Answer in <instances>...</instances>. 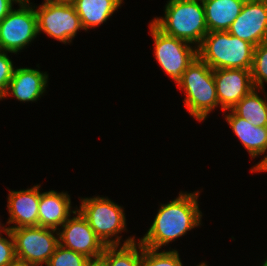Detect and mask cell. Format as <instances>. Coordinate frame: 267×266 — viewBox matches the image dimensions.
<instances>
[{"mask_svg":"<svg viewBox=\"0 0 267 266\" xmlns=\"http://www.w3.org/2000/svg\"><path fill=\"white\" fill-rule=\"evenodd\" d=\"M213 75L219 106L223 112L232 109L255 88L251 70L248 69H214Z\"/></svg>","mask_w":267,"mask_h":266,"instance_id":"12","label":"cell"},{"mask_svg":"<svg viewBox=\"0 0 267 266\" xmlns=\"http://www.w3.org/2000/svg\"><path fill=\"white\" fill-rule=\"evenodd\" d=\"M74 214L75 216L72 218L70 216L60 229L57 230L59 244L84 255L90 260L99 259L106 245L95 234L78 210Z\"/></svg>","mask_w":267,"mask_h":266,"instance_id":"10","label":"cell"},{"mask_svg":"<svg viewBox=\"0 0 267 266\" xmlns=\"http://www.w3.org/2000/svg\"><path fill=\"white\" fill-rule=\"evenodd\" d=\"M197 266H207V264L204 262V263H201V264H199Z\"/></svg>","mask_w":267,"mask_h":266,"instance_id":"33","label":"cell"},{"mask_svg":"<svg viewBox=\"0 0 267 266\" xmlns=\"http://www.w3.org/2000/svg\"><path fill=\"white\" fill-rule=\"evenodd\" d=\"M227 31L255 47L267 41V0H246Z\"/></svg>","mask_w":267,"mask_h":266,"instance_id":"11","label":"cell"},{"mask_svg":"<svg viewBox=\"0 0 267 266\" xmlns=\"http://www.w3.org/2000/svg\"><path fill=\"white\" fill-rule=\"evenodd\" d=\"M7 230V227H4V225L0 222V233L5 232Z\"/></svg>","mask_w":267,"mask_h":266,"instance_id":"30","label":"cell"},{"mask_svg":"<svg viewBox=\"0 0 267 266\" xmlns=\"http://www.w3.org/2000/svg\"><path fill=\"white\" fill-rule=\"evenodd\" d=\"M86 266H103L102 262L97 259V260H90Z\"/></svg>","mask_w":267,"mask_h":266,"instance_id":"28","label":"cell"},{"mask_svg":"<svg viewBox=\"0 0 267 266\" xmlns=\"http://www.w3.org/2000/svg\"><path fill=\"white\" fill-rule=\"evenodd\" d=\"M40 186L20 191H10L8 194L7 208L9 218L7 224H14L7 229L20 227L39 226L38 206L40 201Z\"/></svg>","mask_w":267,"mask_h":266,"instance_id":"13","label":"cell"},{"mask_svg":"<svg viewBox=\"0 0 267 266\" xmlns=\"http://www.w3.org/2000/svg\"><path fill=\"white\" fill-rule=\"evenodd\" d=\"M150 32L154 39V56L165 71L176 83L182 79L183 73L196 59L197 47L187 41L169 36L150 22Z\"/></svg>","mask_w":267,"mask_h":266,"instance_id":"9","label":"cell"},{"mask_svg":"<svg viewBox=\"0 0 267 266\" xmlns=\"http://www.w3.org/2000/svg\"><path fill=\"white\" fill-rule=\"evenodd\" d=\"M89 258L58 244L47 266H86Z\"/></svg>","mask_w":267,"mask_h":266,"instance_id":"23","label":"cell"},{"mask_svg":"<svg viewBox=\"0 0 267 266\" xmlns=\"http://www.w3.org/2000/svg\"><path fill=\"white\" fill-rule=\"evenodd\" d=\"M48 74L32 68H16L2 99L14 96L21 102H34L46 91Z\"/></svg>","mask_w":267,"mask_h":266,"instance_id":"14","label":"cell"},{"mask_svg":"<svg viewBox=\"0 0 267 266\" xmlns=\"http://www.w3.org/2000/svg\"><path fill=\"white\" fill-rule=\"evenodd\" d=\"M164 17L151 21L163 33L198 47L208 33L202 0H168Z\"/></svg>","mask_w":267,"mask_h":266,"instance_id":"2","label":"cell"},{"mask_svg":"<svg viewBox=\"0 0 267 266\" xmlns=\"http://www.w3.org/2000/svg\"><path fill=\"white\" fill-rule=\"evenodd\" d=\"M251 75L254 87L264 89V81L267 83V41L255 47Z\"/></svg>","mask_w":267,"mask_h":266,"instance_id":"22","label":"cell"},{"mask_svg":"<svg viewBox=\"0 0 267 266\" xmlns=\"http://www.w3.org/2000/svg\"><path fill=\"white\" fill-rule=\"evenodd\" d=\"M230 113H229V112ZM225 119L252 158L267 152V127H255L249 120L227 110Z\"/></svg>","mask_w":267,"mask_h":266,"instance_id":"16","label":"cell"},{"mask_svg":"<svg viewBox=\"0 0 267 266\" xmlns=\"http://www.w3.org/2000/svg\"><path fill=\"white\" fill-rule=\"evenodd\" d=\"M10 231L14 238L17 261L31 266L47 265L59 244L58 231L54 229L30 226Z\"/></svg>","mask_w":267,"mask_h":266,"instance_id":"6","label":"cell"},{"mask_svg":"<svg viewBox=\"0 0 267 266\" xmlns=\"http://www.w3.org/2000/svg\"><path fill=\"white\" fill-rule=\"evenodd\" d=\"M8 52L0 51V96L6 93L9 82L13 77L15 68L13 67V62L7 56Z\"/></svg>","mask_w":267,"mask_h":266,"instance_id":"25","label":"cell"},{"mask_svg":"<svg viewBox=\"0 0 267 266\" xmlns=\"http://www.w3.org/2000/svg\"><path fill=\"white\" fill-rule=\"evenodd\" d=\"M57 1L72 3L74 0H57Z\"/></svg>","mask_w":267,"mask_h":266,"instance_id":"31","label":"cell"},{"mask_svg":"<svg viewBox=\"0 0 267 266\" xmlns=\"http://www.w3.org/2000/svg\"><path fill=\"white\" fill-rule=\"evenodd\" d=\"M19 3L20 0H0V21H2L13 9V3Z\"/></svg>","mask_w":267,"mask_h":266,"instance_id":"26","label":"cell"},{"mask_svg":"<svg viewBox=\"0 0 267 266\" xmlns=\"http://www.w3.org/2000/svg\"><path fill=\"white\" fill-rule=\"evenodd\" d=\"M262 171H267V155L258 164H256L255 167L253 166V168L251 169L252 173Z\"/></svg>","mask_w":267,"mask_h":266,"instance_id":"27","label":"cell"},{"mask_svg":"<svg viewBox=\"0 0 267 266\" xmlns=\"http://www.w3.org/2000/svg\"><path fill=\"white\" fill-rule=\"evenodd\" d=\"M254 88L249 94L245 95L231 110L239 117L249 120L255 127H267V98L258 95Z\"/></svg>","mask_w":267,"mask_h":266,"instance_id":"20","label":"cell"},{"mask_svg":"<svg viewBox=\"0 0 267 266\" xmlns=\"http://www.w3.org/2000/svg\"><path fill=\"white\" fill-rule=\"evenodd\" d=\"M199 191L179 193L167 204H161L148 232L139 240L147 248L159 250L187 231L201 225L202 212L198 205Z\"/></svg>","mask_w":267,"mask_h":266,"instance_id":"1","label":"cell"},{"mask_svg":"<svg viewBox=\"0 0 267 266\" xmlns=\"http://www.w3.org/2000/svg\"><path fill=\"white\" fill-rule=\"evenodd\" d=\"M38 34L43 31L50 37L66 44L71 43L77 31L84 30L80 17L72 3L57 0H44L35 7Z\"/></svg>","mask_w":267,"mask_h":266,"instance_id":"8","label":"cell"},{"mask_svg":"<svg viewBox=\"0 0 267 266\" xmlns=\"http://www.w3.org/2000/svg\"><path fill=\"white\" fill-rule=\"evenodd\" d=\"M246 0H203L208 32L227 31Z\"/></svg>","mask_w":267,"mask_h":266,"instance_id":"17","label":"cell"},{"mask_svg":"<svg viewBox=\"0 0 267 266\" xmlns=\"http://www.w3.org/2000/svg\"><path fill=\"white\" fill-rule=\"evenodd\" d=\"M124 243L106 246L99 258L103 266H140L142 258V244L136 243L135 237H129Z\"/></svg>","mask_w":267,"mask_h":266,"instance_id":"19","label":"cell"},{"mask_svg":"<svg viewBox=\"0 0 267 266\" xmlns=\"http://www.w3.org/2000/svg\"><path fill=\"white\" fill-rule=\"evenodd\" d=\"M10 266H31V265L16 261L15 263L11 264Z\"/></svg>","mask_w":267,"mask_h":266,"instance_id":"29","label":"cell"},{"mask_svg":"<svg viewBox=\"0 0 267 266\" xmlns=\"http://www.w3.org/2000/svg\"><path fill=\"white\" fill-rule=\"evenodd\" d=\"M140 266H183L177 250L161 251L142 245Z\"/></svg>","mask_w":267,"mask_h":266,"instance_id":"21","label":"cell"},{"mask_svg":"<svg viewBox=\"0 0 267 266\" xmlns=\"http://www.w3.org/2000/svg\"><path fill=\"white\" fill-rule=\"evenodd\" d=\"M177 85L185 91L184 103L190 116L200 122L219 105L213 69L198 56L188 66Z\"/></svg>","mask_w":267,"mask_h":266,"instance_id":"4","label":"cell"},{"mask_svg":"<svg viewBox=\"0 0 267 266\" xmlns=\"http://www.w3.org/2000/svg\"><path fill=\"white\" fill-rule=\"evenodd\" d=\"M19 9H12L0 21V51L19 52L38 34L37 15L30 0H20ZM33 6V8H32Z\"/></svg>","mask_w":267,"mask_h":266,"instance_id":"7","label":"cell"},{"mask_svg":"<svg viewBox=\"0 0 267 266\" xmlns=\"http://www.w3.org/2000/svg\"><path fill=\"white\" fill-rule=\"evenodd\" d=\"M261 266H267V259L263 262Z\"/></svg>","mask_w":267,"mask_h":266,"instance_id":"32","label":"cell"},{"mask_svg":"<svg viewBox=\"0 0 267 266\" xmlns=\"http://www.w3.org/2000/svg\"><path fill=\"white\" fill-rule=\"evenodd\" d=\"M89 223L95 234L106 246L120 245L121 236L126 229V218L121 206L105 197L81 198L77 209ZM115 236V238H114ZM114 238V239H113Z\"/></svg>","mask_w":267,"mask_h":266,"instance_id":"5","label":"cell"},{"mask_svg":"<svg viewBox=\"0 0 267 266\" xmlns=\"http://www.w3.org/2000/svg\"><path fill=\"white\" fill-rule=\"evenodd\" d=\"M255 46L228 31L208 32L197 47L198 57L211 69H248L253 64Z\"/></svg>","mask_w":267,"mask_h":266,"instance_id":"3","label":"cell"},{"mask_svg":"<svg viewBox=\"0 0 267 266\" xmlns=\"http://www.w3.org/2000/svg\"><path fill=\"white\" fill-rule=\"evenodd\" d=\"M71 199L65 192H57L50 190L48 192H40V201L38 206L39 226L54 230L60 227L68 220L71 213Z\"/></svg>","mask_w":267,"mask_h":266,"instance_id":"15","label":"cell"},{"mask_svg":"<svg viewBox=\"0 0 267 266\" xmlns=\"http://www.w3.org/2000/svg\"><path fill=\"white\" fill-rule=\"evenodd\" d=\"M9 239L0 234V266H10L17 261L15 243L10 229L5 231Z\"/></svg>","mask_w":267,"mask_h":266,"instance_id":"24","label":"cell"},{"mask_svg":"<svg viewBox=\"0 0 267 266\" xmlns=\"http://www.w3.org/2000/svg\"><path fill=\"white\" fill-rule=\"evenodd\" d=\"M123 0H74L72 5L84 30L100 26L119 9Z\"/></svg>","mask_w":267,"mask_h":266,"instance_id":"18","label":"cell"}]
</instances>
